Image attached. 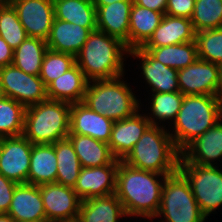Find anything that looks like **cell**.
Wrapping results in <instances>:
<instances>
[{"label":"cell","instance_id":"7c38bea8","mask_svg":"<svg viewBox=\"0 0 222 222\" xmlns=\"http://www.w3.org/2000/svg\"><path fill=\"white\" fill-rule=\"evenodd\" d=\"M48 222L75 221L78 218L81 199L73 188L58 183L39 186Z\"/></svg>","mask_w":222,"mask_h":222},{"label":"cell","instance_id":"74e56055","mask_svg":"<svg viewBox=\"0 0 222 222\" xmlns=\"http://www.w3.org/2000/svg\"><path fill=\"white\" fill-rule=\"evenodd\" d=\"M194 4L195 0H168L165 14L191 19L194 12Z\"/></svg>","mask_w":222,"mask_h":222},{"label":"cell","instance_id":"f35d334b","mask_svg":"<svg viewBox=\"0 0 222 222\" xmlns=\"http://www.w3.org/2000/svg\"><path fill=\"white\" fill-rule=\"evenodd\" d=\"M18 183L0 175V213H7Z\"/></svg>","mask_w":222,"mask_h":222},{"label":"cell","instance_id":"8d00e7d4","mask_svg":"<svg viewBox=\"0 0 222 222\" xmlns=\"http://www.w3.org/2000/svg\"><path fill=\"white\" fill-rule=\"evenodd\" d=\"M75 63L76 61L73 55L48 49L43 57L39 77L47 87L53 80L64 74Z\"/></svg>","mask_w":222,"mask_h":222},{"label":"cell","instance_id":"ac0fdd59","mask_svg":"<svg viewBox=\"0 0 222 222\" xmlns=\"http://www.w3.org/2000/svg\"><path fill=\"white\" fill-rule=\"evenodd\" d=\"M222 119L191 142L182 152L179 163L214 166L222 159Z\"/></svg>","mask_w":222,"mask_h":222},{"label":"cell","instance_id":"7402d4cb","mask_svg":"<svg viewBox=\"0 0 222 222\" xmlns=\"http://www.w3.org/2000/svg\"><path fill=\"white\" fill-rule=\"evenodd\" d=\"M192 21L185 17L164 14L160 25L142 47H161L195 41Z\"/></svg>","mask_w":222,"mask_h":222},{"label":"cell","instance_id":"d6a6232c","mask_svg":"<svg viewBox=\"0 0 222 222\" xmlns=\"http://www.w3.org/2000/svg\"><path fill=\"white\" fill-rule=\"evenodd\" d=\"M150 111L151 115H146V118L152 125H160L159 122L165 120L175 121L177 114L181 108L184 95L180 92L158 93L152 92ZM151 116V117H150ZM156 119V120H155ZM157 120H159L157 122Z\"/></svg>","mask_w":222,"mask_h":222},{"label":"cell","instance_id":"4316f807","mask_svg":"<svg viewBox=\"0 0 222 222\" xmlns=\"http://www.w3.org/2000/svg\"><path fill=\"white\" fill-rule=\"evenodd\" d=\"M164 14L133 2L129 18V50L142 47L160 25Z\"/></svg>","mask_w":222,"mask_h":222},{"label":"cell","instance_id":"e575fe53","mask_svg":"<svg viewBox=\"0 0 222 222\" xmlns=\"http://www.w3.org/2000/svg\"><path fill=\"white\" fill-rule=\"evenodd\" d=\"M191 21L195 32L222 28V0H195Z\"/></svg>","mask_w":222,"mask_h":222},{"label":"cell","instance_id":"3957f363","mask_svg":"<svg viewBox=\"0 0 222 222\" xmlns=\"http://www.w3.org/2000/svg\"><path fill=\"white\" fill-rule=\"evenodd\" d=\"M165 128L163 125H151L122 161L132 167L164 175L177 172L181 152L175 146L170 131Z\"/></svg>","mask_w":222,"mask_h":222},{"label":"cell","instance_id":"9a60e30c","mask_svg":"<svg viewBox=\"0 0 222 222\" xmlns=\"http://www.w3.org/2000/svg\"><path fill=\"white\" fill-rule=\"evenodd\" d=\"M151 125L146 114H140L139 111L133 116L115 121L108 142L113 156L123 160Z\"/></svg>","mask_w":222,"mask_h":222},{"label":"cell","instance_id":"1f68e13d","mask_svg":"<svg viewBox=\"0 0 222 222\" xmlns=\"http://www.w3.org/2000/svg\"><path fill=\"white\" fill-rule=\"evenodd\" d=\"M26 107L3 96L0 98V138L23 135Z\"/></svg>","mask_w":222,"mask_h":222},{"label":"cell","instance_id":"603a6c76","mask_svg":"<svg viewBox=\"0 0 222 222\" xmlns=\"http://www.w3.org/2000/svg\"><path fill=\"white\" fill-rule=\"evenodd\" d=\"M88 82L82 70L75 63L47 86L48 99L70 104L82 102Z\"/></svg>","mask_w":222,"mask_h":222},{"label":"cell","instance_id":"7a4b0ae2","mask_svg":"<svg viewBox=\"0 0 222 222\" xmlns=\"http://www.w3.org/2000/svg\"><path fill=\"white\" fill-rule=\"evenodd\" d=\"M126 53H129V49L121 40L94 30L75 61L88 81L112 79L124 74L123 56Z\"/></svg>","mask_w":222,"mask_h":222},{"label":"cell","instance_id":"9c48e42d","mask_svg":"<svg viewBox=\"0 0 222 222\" xmlns=\"http://www.w3.org/2000/svg\"><path fill=\"white\" fill-rule=\"evenodd\" d=\"M0 81L3 95L25 107L48 99L47 87L39 75L27 74L13 64L0 68Z\"/></svg>","mask_w":222,"mask_h":222},{"label":"cell","instance_id":"e0dca14e","mask_svg":"<svg viewBox=\"0 0 222 222\" xmlns=\"http://www.w3.org/2000/svg\"><path fill=\"white\" fill-rule=\"evenodd\" d=\"M114 121L88 108L84 103H73L70 108L69 134L90 136L108 143Z\"/></svg>","mask_w":222,"mask_h":222},{"label":"cell","instance_id":"f6af8a7d","mask_svg":"<svg viewBox=\"0 0 222 222\" xmlns=\"http://www.w3.org/2000/svg\"><path fill=\"white\" fill-rule=\"evenodd\" d=\"M14 222H48L46 220H38V221H15Z\"/></svg>","mask_w":222,"mask_h":222},{"label":"cell","instance_id":"d590c367","mask_svg":"<svg viewBox=\"0 0 222 222\" xmlns=\"http://www.w3.org/2000/svg\"><path fill=\"white\" fill-rule=\"evenodd\" d=\"M198 58L222 65V28L196 32Z\"/></svg>","mask_w":222,"mask_h":222},{"label":"cell","instance_id":"5bb4252c","mask_svg":"<svg viewBox=\"0 0 222 222\" xmlns=\"http://www.w3.org/2000/svg\"><path fill=\"white\" fill-rule=\"evenodd\" d=\"M118 159L101 167H82L73 190L81 200L116 192Z\"/></svg>","mask_w":222,"mask_h":222},{"label":"cell","instance_id":"d6986e66","mask_svg":"<svg viewBox=\"0 0 222 222\" xmlns=\"http://www.w3.org/2000/svg\"><path fill=\"white\" fill-rule=\"evenodd\" d=\"M134 1L114 2L96 7L97 30L113 36L129 49V18Z\"/></svg>","mask_w":222,"mask_h":222},{"label":"cell","instance_id":"d4e9b609","mask_svg":"<svg viewBox=\"0 0 222 222\" xmlns=\"http://www.w3.org/2000/svg\"><path fill=\"white\" fill-rule=\"evenodd\" d=\"M57 158L54 144H33L27 183L40 186L56 183Z\"/></svg>","mask_w":222,"mask_h":222},{"label":"cell","instance_id":"b9f144b4","mask_svg":"<svg viewBox=\"0 0 222 222\" xmlns=\"http://www.w3.org/2000/svg\"><path fill=\"white\" fill-rule=\"evenodd\" d=\"M120 1H133V0H93L94 6H106L114 2Z\"/></svg>","mask_w":222,"mask_h":222},{"label":"cell","instance_id":"484cf974","mask_svg":"<svg viewBox=\"0 0 222 222\" xmlns=\"http://www.w3.org/2000/svg\"><path fill=\"white\" fill-rule=\"evenodd\" d=\"M67 138L71 141L82 167H101L116 160L108 143L80 134H69Z\"/></svg>","mask_w":222,"mask_h":222},{"label":"cell","instance_id":"ee69618b","mask_svg":"<svg viewBox=\"0 0 222 222\" xmlns=\"http://www.w3.org/2000/svg\"><path fill=\"white\" fill-rule=\"evenodd\" d=\"M221 85H220V96L222 98V65H220Z\"/></svg>","mask_w":222,"mask_h":222},{"label":"cell","instance_id":"52a82bcc","mask_svg":"<svg viewBox=\"0 0 222 222\" xmlns=\"http://www.w3.org/2000/svg\"><path fill=\"white\" fill-rule=\"evenodd\" d=\"M164 216L162 222H205L190 184L178 170L168 175L163 184L158 213L155 218Z\"/></svg>","mask_w":222,"mask_h":222},{"label":"cell","instance_id":"8992f818","mask_svg":"<svg viewBox=\"0 0 222 222\" xmlns=\"http://www.w3.org/2000/svg\"><path fill=\"white\" fill-rule=\"evenodd\" d=\"M71 104L46 99L26 107L23 136L32 144H54L69 135Z\"/></svg>","mask_w":222,"mask_h":222},{"label":"cell","instance_id":"4fadbf2b","mask_svg":"<svg viewBox=\"0 0 222 222\" xmlns=\"http://www.w3.org/2000/svg\"><path fill=\"white\" fill-rule=\"evenodd\" d=\"M16 10L28 37L47 40L55 18L53 0H5Z\"/></svg>","mask_w":222,"mask_h":222},{"label":"cell","instance_id":"ba28073f","mask_svg":"<svg viewBox=\"0 0 222 222\" xmlns=\"http://www.w3.org/2000/svg\"><path fill=\"white\" fill-rule=\"evenodd\" d=\"M215 166L179 163V171L188 180L200 211L207 218L222 206V170Z\"/></svg>","mask_w":222,"mask_h":222},{"label":"cell","instance_id":"2e32d148","mask_svg":"<svg viewBox=\"0 0 222 222\" xmlns=\"http://www.w3.org/2000/svg\"><path fill=\"white\" fill-rule=\"evenodd\" d=\"M128 55L141 60V74L151 88V92L179 91L178 70L165 66L141 47L129 50Z\"/></svg>","mask_w":222,"mask_h":222},{"label":"cell","instance_id":"8fae6325","mask_svg":"<svg viewBox=\"0 0 222 222\" xmlns=\"http://www.w3.org/2000/svg\"><path fill=\"white\" fill-rule=\"evenodd\" d=\"M32 143L23 135L0 138V175L27 183Z\"/></svg>","mask_w":222,"mask_h":222},{"label":"cell","instance_id":"83f0119b","mask_svg":"<svg viewBox=\"0 0 222 222\" xmlns=\"http://www.w3.org/2000/svg\"><path fill=\"white\" fill-rule=\"evenodd\" d=\"M55 18L81 27L97 28L93 0H53Z\"/></svg>","mask_w":222,"mask_h":222},{"label":"cell","instance_id":"836d02e7","mask_svg":"<svg viewBox=\"0 0 222 222\" xmlns=\"http://www.w3.org/2000/svg\"><path fill=\"white\" fill-rule=\"evenodd\" d=\"M0 36L16 49L27 37L16 10L5 0H0Z\"/></svg>","mask_w":222,"mask_h":222},{"label":"cell","instance_id":"30bf717a","mask_svg":"<svg viewBox=\"0 0 222 222\" xmlns=\"http://www.w3.org/2000/svg\"><path fill=\"white\" fill-rule=\"evenodd\" d=\"M179 91L183 95L220 96V65L200 58L178 70Z\"/></svg>","mask_w":222,"mask_h":222},{"label":"cell","instance_id":"277c9868","mask_svg":"<svg viewBox=\"0 0 222 222\" xmlns=\"http://www.w3.org/2000/svg\"><path fill=\"white\" fill-rule=\"evenodd\" d=\"M221 119V96L184 95L170 136L177 149L182 152L191 142Z\"/></svg>","mask_w":222,"mask_h":222},{"label":"cell","instance_id":"bcb514c9","mask_svg":"<svg viewBox=\"0 0 222 222\" xmlns=\"http://www.w3.org/2000/svg\"><path fill=\"white\" fill-rule=\"evenodd\" d=\"M4 95H3V92H2V88H1V81H0V98H2Z\"/></svg>","mask_w":222,"mask_h":222},{"label":"cell","instance_id":"cb8c5ba5","mask_svg":"<svg viewBox=\"0 0 222 222\" xmlns=\"http://www.w3.org/2000/svg\"><path fill=\"white\" fill-rule=\"evenodd\" d=\"M127 216L116 194L82 200L78 222H119Z\"/></svg>","mask_w":222,"mask_h":222},{"label":"cell","instance_id":"5b68a950","mask_svg":"<svg viewBox=\"0 0 222 222\" xmlns=\"http://www.w3.org/2000/svg\"><path fill=\"white\" fill-rule=\"evenodd\" d=\"M122 77L89 81L82 103L114 122L133 116L141 103Z\"/></svg>","mask_w":222,"mask_h":222},{"label":"cell","instance_id":"44dd1931","mask_svg":"<svg viewBox=\"0 0 222 222\" xmlns=\"http://www.w3.org/2000/svg\"><path fill=\"white\" fill-rule=\"evenodd\" d=\"M7 214L15 221L46 220L39 186L17 184Z\"/></svg>","mask_w":222,"mask_h":222},{"label":"cell","instance_id":"60d3db41","mask_svg":"<svg viewBox=\"0 0 222 222\" xmlns=\"http://www.w3.org/2000/svg\"><path fill=\"white\" fill-rule=\"evenodd\" d=\"M136 5L165 14L168 0H133Z\"/></svg>","mask_w":222,"mask_h":222},{"label":"cell","instance_id":"7bdbcfd3","mask_svg":"<svg viewBox=\"0 0 222 222\" xmlns=\"http://www.w3.org/2000/svg\"><path fill=\"white\" fill-rule=\"evenodd\" d=\"M0 222H14V219L7 213H0Z\"/></svg>","mask_w":222,"mask_h":222},{"label":"cell","instance_id":"ab89813d","mask_svg":"<svg viewBox=\"0 0 222 222\" xmlns=\"http://www.w3.org/2000/svg\"><path fill=\"white\" fill-rule=\"evenodd\" d=\"M13 53L14 49L0 36V68L12 64Z\"/></svg>","mask_w":222,"mask_h":222},{"label":"cell","instance_id":"f1b7e54d","mask_svg":"<svg viewBox=\"0 0 222 222\" xmlns=\"http://www.w3.org/2000/svg\"><path fill=\"white\" fill-rule=\"evenodd\" d=\"M156 60L170 68L180 70L193 64L198 58L196 41L161 47H141Z\"/></svg>","mask_w":222,"mask_h":222},{"label":"cell","instance_id":"4dcf8cb0","mask_svg":"<svg viewBox=\"0 0 222 222\" xmlns=\"http://www.w3.org/2000/svg\"><path fill=\"white\" fill-rule=\"evenodd\" d=\"M57 158L56 183L74 188L82 168L73 145L68 138L54 143Z\"/></svg>","mask_w":222,"mask_h":222},{"label":"cell","instance_id":"f546056e","mask_svg":"<svg viewBox=\"0 0 222 222\" xmlns=\"http://www.w3.org/2000/svg\"><path fill=\"white\" fill-rule=\"evenodd\" d=\"M47 50L48 46L45 40L27 37L14 49L12 64L27 74L39 75L43 57Z\"/></svg>","mask_w":222,"mask_h":222},{"label":"cell","instance_id":"ffe728a7","mask_svg":"<svg viewBox=\"0 0 222 222\" xmlns=\"http://www.w3.org/2000/svg\"><path fill=\"white\" fill-rule=\"evenodd\" d=\"M97 28L81 27L70 22L54 18L50 35L46 40L48 49L73 55L80 52L90 33Z\"/></svg>","mask_w":222,"mask_h":222},{"label":"cell","instance_id":"6da1fadb","mask_svg":"<svg viewBox=\"0 0 222 222\" xmlns=\"http://www.w3.org/2000/svg\"><path fill=\"white\" fill-rule=\"evenodd\" d=\"M167 176L119 161L115 194L122 203L127 217L139 216L150 220L156 217Z\"/></svg>","mask_w":222,"mask_h":222}]
</instances>
